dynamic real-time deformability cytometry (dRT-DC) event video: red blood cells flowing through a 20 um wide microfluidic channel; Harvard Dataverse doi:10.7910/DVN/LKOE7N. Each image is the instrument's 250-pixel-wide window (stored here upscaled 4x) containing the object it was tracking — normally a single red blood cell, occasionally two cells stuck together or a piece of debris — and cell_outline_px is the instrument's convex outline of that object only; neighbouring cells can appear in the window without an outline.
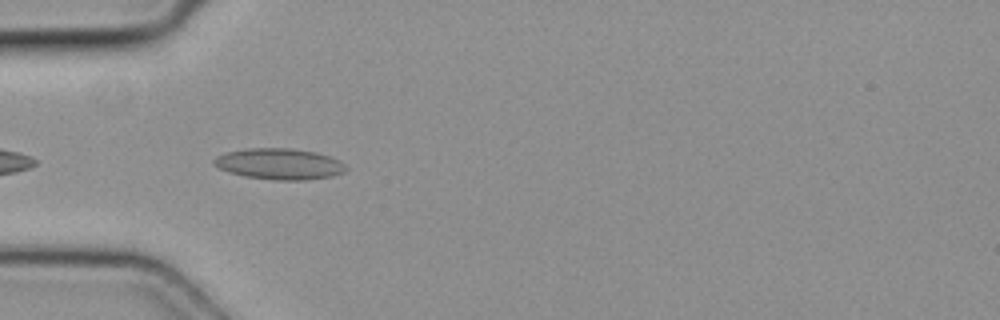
{"species": "common noctule bat (a hibernating species)", "species_latin": "Nyctalus noctula", "temperature_condition": "cold", "stored_images_in_passage": 6, "camera_frame_rate_fps": 3000, "um_per_image_px": 0.085, "animal": {"sex": "female", "body_mass_g": 19.3, "forearm_length_mm": 54.1}, "frame": {"image": 1, "passage_image": 6, "time_ms": 1.667, "image_size_px": [1000, 320], "cell_outline_px": [[348, 168], [344, 172], [332, 176], [304, 180], [272, 180], [244, 176], [228, 172], [212, 164], [212, 160], [216, 156], [228, 152], [248, 148], [292, 148], [316, 152], [340, 160]], "centroid_in_image_um": [23.74, 13.93], "position_along_channel_um": 61.3, "area_um2": 23.99}}